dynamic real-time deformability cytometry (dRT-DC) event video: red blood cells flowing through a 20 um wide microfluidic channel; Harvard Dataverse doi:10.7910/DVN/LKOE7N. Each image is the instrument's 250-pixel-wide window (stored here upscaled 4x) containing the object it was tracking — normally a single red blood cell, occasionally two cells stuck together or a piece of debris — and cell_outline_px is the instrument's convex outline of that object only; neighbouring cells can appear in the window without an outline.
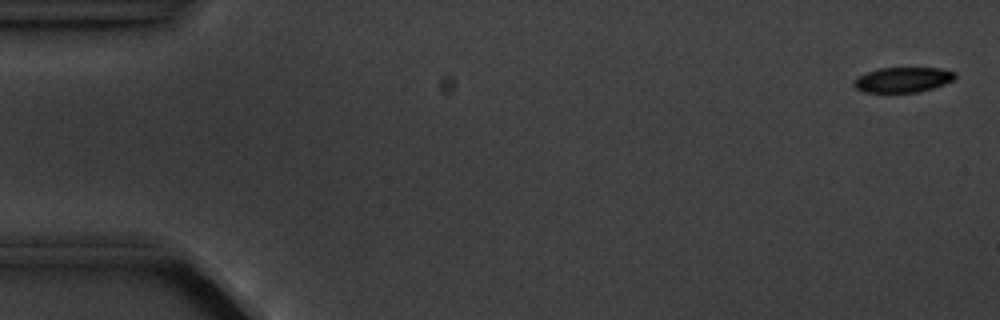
{"species": "common noctule bat (a hibernating species)", "species_latin": "Nyctalus noctula", "temperature_condition": "cold", "stored_images_in_passage": 7, "camera_frame_rate_fps": 3000, "um_per_image_px": 0.085, "animal": {"sex": "male", "body_mass_g": 20.1, "forearm_length_mm": 53.5}, "frame": {"image": 1, "passage_image": 1, "time_ms": 0.0, "image_size_px": [1000, 320], "cell_outline_px": [[956, 76], [952, 80], [944, 84], [932, 88], [916, 92], [864, 92], [856, 88], [852, 84], [852, 80], [868, 72], [880, 68], [940, 68], [956, 72]], "centroid_in_image_um": [76.73, 6.77], "position_along_channel_um": 8.3, "area_um2": 14.68}}
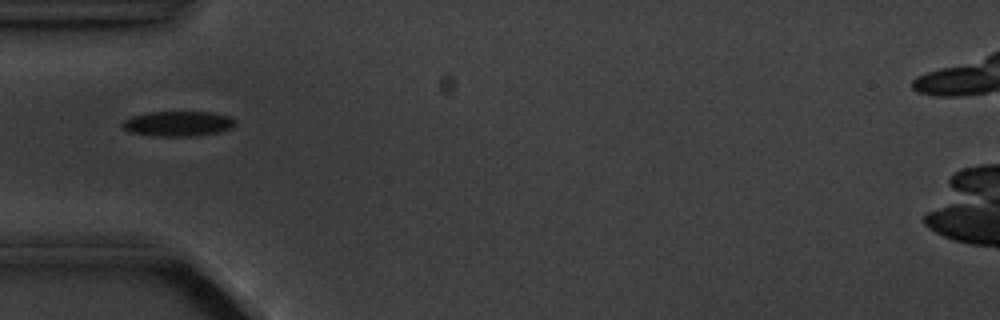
{"frame": {"image": 2, "passage_image": 6, "time_ms": 5.333, "image_size_px": [1000, 320], "cell_outline_px": [[236, 124], [232, 128], [220, 132], [196, 136], [156, 136], [128, 132], [120, 124], [124, 120], [132, 116], [148, 112], [212, 112], [232, 116], [236, 120]], "centroid_in_image_um": [15.17, 10.51], "position_along_channel_um": 69.8, "area_um2": 16.76}}